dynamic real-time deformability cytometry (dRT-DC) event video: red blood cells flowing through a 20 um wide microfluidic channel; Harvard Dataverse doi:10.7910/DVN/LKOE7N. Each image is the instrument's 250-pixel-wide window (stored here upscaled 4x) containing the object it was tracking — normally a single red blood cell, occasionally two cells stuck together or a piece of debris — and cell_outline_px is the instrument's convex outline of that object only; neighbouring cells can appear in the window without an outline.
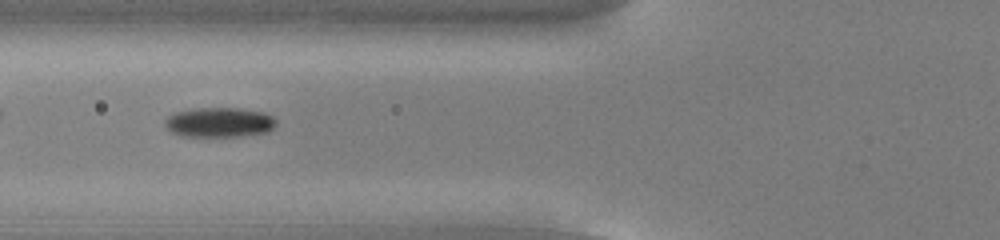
{"species": "common noctule bat (a hibernating species)", "species_latin": "Nyctalus noctula", "temperature_condition": "cold", "stored_images_in_passage": 37, "camera_frame_rate_fps": 3000, "um_per_image_px": 0.085, "animal": {"sex": "male", "body_mass_g": 13.0, "forearm_length_mm": 53.1}, "frame": {"image": 1, "passage_image": 6, "time_ms": 1.667, "image_size_px": [1000, 240], "cell_outline_px": [[276, 124], [268, 132], [240, 136], [180, 136], [172, 132], [164, 124], [164, 120], [168, 116], [176, 112], [196, 108], [240, 108], [264, 112], [272, 116], [276, 120]], "centroid_in_image_um": [18.65, 10.39], "position_along_channel_um": 107.2, "area_um2": 19.31}}
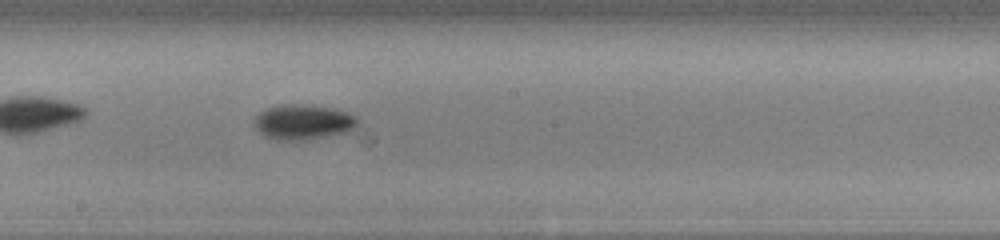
{"frame": {"image": 2, "passage_image": 15, "time_ms": 4.667, "image_size_px": [1000, 240], "cell_outline_px": [[356, 124], [348, 132], [308, 140], [276, 140], [264, 136], [252, 124], [252, 120], [260, 112], [268, 108], [284, 104], [296, 104], [332, 108], [348, 112], [356, 116]], "centroid_in_image_um": [25.72, 10.39], "position_along_channel_um": 222.5, "area_um2": 21.1}}
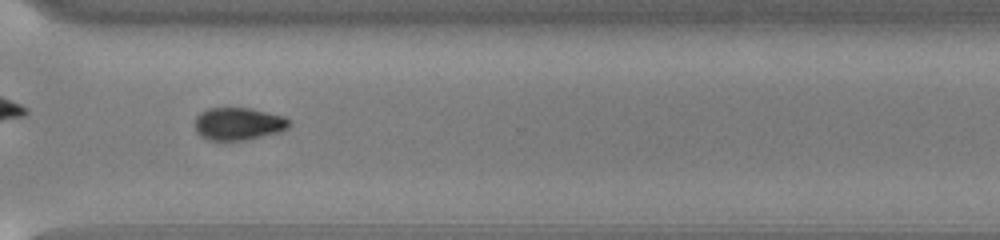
{"frame": {"image": 3, "passage_image": 25, "time_ms": 8.0, "image_size_px": [1000, 240], "cell_outline_px": [[292, 124], [288, 128], [280, 132], [244, 140], [208, 140], [200, 136], [196, 132], [196, 116], [200, 112], [208, 108], [252, 108], [284, 116]], "centroid_in_image_um": [20.27, 10.52], "position_along_channel_um": 350.3, "area_um2": 17.98}}